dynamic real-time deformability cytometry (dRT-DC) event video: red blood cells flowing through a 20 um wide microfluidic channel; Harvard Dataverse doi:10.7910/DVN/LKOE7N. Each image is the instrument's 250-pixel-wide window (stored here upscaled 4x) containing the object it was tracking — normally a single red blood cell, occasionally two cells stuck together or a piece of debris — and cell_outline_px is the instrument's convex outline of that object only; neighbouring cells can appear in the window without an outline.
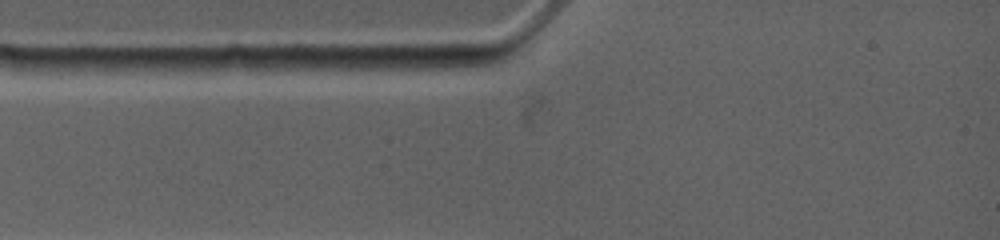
{"species": "common noctule bat (a hibernating species)", "species_latin": "Nyctalus noctula", "temperature_condition": "warm", "stored_images_in_passage": 3, "camera_frame_rate_fps": 4500, "um_per_image_px": 0.085, "animal": {"sex": "female", "body_mass_g": 19.0, "forearm_length_mm": 53.3}, "frame": {"image": 1, "passage_image": 1, "time_ms": 0.0, "image_size_px": [1000, 240], "cell_outline_px": [[488, 64], [456, 68], [368, 76], [352, 76], [332, 68], [332, 64], [340, 56], [476, 56]], "centroid_in_image_um": [34.05, 5.46], "position_along_channel_um": 50.9, "area_um2": 16.53}}